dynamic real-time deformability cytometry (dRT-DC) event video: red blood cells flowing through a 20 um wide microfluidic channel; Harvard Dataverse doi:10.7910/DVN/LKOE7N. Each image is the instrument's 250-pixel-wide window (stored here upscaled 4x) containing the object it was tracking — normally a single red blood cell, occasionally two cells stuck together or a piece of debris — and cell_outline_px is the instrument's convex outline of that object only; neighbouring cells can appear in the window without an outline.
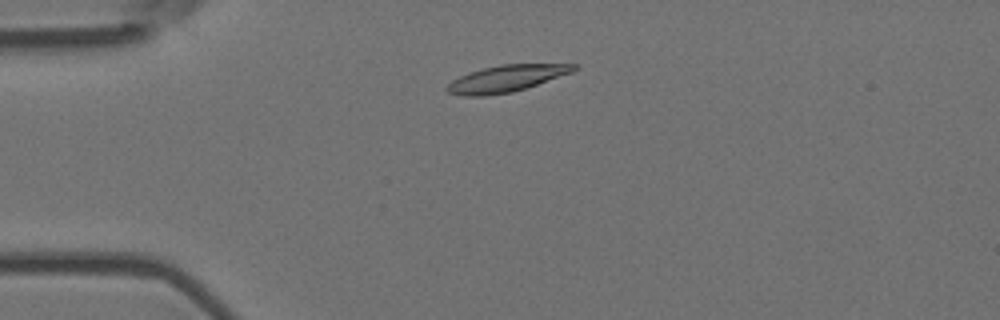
{"species": "Egyptian fruit bat (a non-hibernating species)", "species_latin": "Rousettus aegyptiacus", "temperature_condition": "room temperature", "stored_images_in_passage": 2, "camera_frame_rate_fps": 3000, "um_per_image_px": 0.085, "animal": {"sex": "female"}, "frame": {"image": 1, "passage_image": 2, "time_ms": 0.333, "image_size_px": [1000, 320], "cell_outline_px": [[580, 68], [572, 72], [512, 92], [484, 96], [464, 96], [448, 92], [444, 88], [452, 80], [460, 76], [484, 68], [500, 64], [580, 64]], "centroid_in_image_um": [43.04, 6.67], "position_along_channel_um": 42.0, "area_um2": 19.48}}